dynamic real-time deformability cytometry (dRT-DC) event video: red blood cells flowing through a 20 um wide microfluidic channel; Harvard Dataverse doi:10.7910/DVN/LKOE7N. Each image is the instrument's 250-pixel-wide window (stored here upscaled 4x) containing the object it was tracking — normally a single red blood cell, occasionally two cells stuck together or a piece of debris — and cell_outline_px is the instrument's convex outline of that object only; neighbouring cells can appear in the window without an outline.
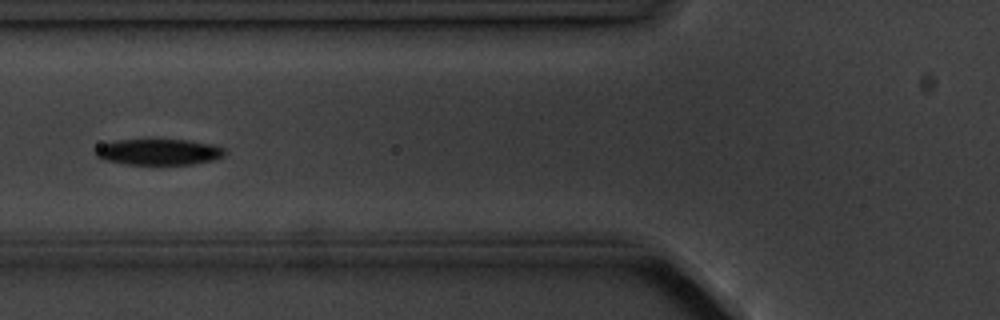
{"species": "common noctule bat (a hibernating species)", "species_latin": "Nyctalus noctula", "temperature_condition": "cold", "stored_images_in_passage": 3, "camera_frame_rate_fps": 3000, "um_per_image_px": 0.085, "animal": {"sex": "male", "body_mass_g": 20.1, "forearm_length_mm": 53.5}, "frame": {"image": 1, "passage_image": 2, "time_ms": 1.333, "image_size_px": [1000, 320], "cell_outline_px": [[228, 152], [224, 156], [212, 160], [192, 164], [124, 164], [104, 160], [96, 156], [92, 152], [96, 148], [112, 140], [188, 140], [212, 144], [224, 148]], "centroid_in_image_um": [13.48, 12.91], "position_along_channel_um": 112.3, "area_um2": 19.65}}